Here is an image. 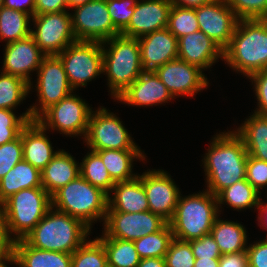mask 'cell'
I'll return each mask as SVG.
<instances>
[{
	"label": "cell",
	"instance_id": "cell-31",
	"mask_svg": "<svg viewBox=\"0 0 267 267\" xmlns=\"http://www.w3.org/2000/svg\"><path fill=\"white\" fill-rule=\"evenodd\" d=\"M259 193L246 179L235 182L233 185L223 189L217 195L218 208L227 204L234 210L255 208L257 209L261 200Z\"/></svg>",
	"mask_w": 267,
	"mask_h": 267
},
{
	"label": "cell",
	"instance_id": "cell-7",
	"mask_svg": "<svg viewBox=\"0 0 267 267\" xmlns=\"http://www.w3.org/2000/svg\"><path fill=\"white\" fill-rule=\"evenodd\" d=\"M1 205L9 235L17 241L24 239L46 215L52 207V199L43 187H35L20 190Z\"/></svg>",
	"mask_w": 267,
	"mask_h": 267
},
{
	"label": "cell",
	"instance_id": "cell-30",
	"mask_svg": "<svg viewBox=\"0 0 267 267\" xmlns=\"http://www.w3.org/2000/svg\"><path fill=\"white\" fill-rule=\"evenodd\" d=\"M210 233L221 254L242 252L247 249V231L240 223L221 220L218 216Z\"/></svg>",
	"mask_w": 267,
	"mask_h": 267
},
{
	"label": "cell",
	"instance_id": "cell-19",
	"mask_svg": "<svg viewBox=\"0 0 267 267\" xmlns=\"http://www.w3.org/2000/svg\"><path fill=\"white\" fill-rule=\"evenodd\" d=\"M170 0L137 1L128 26L120 33L123 36L139 38L168 26Z\"/></svg>",
	"mask_w": 267,
	"mask_h": 267
},
{
	"label": "cell",
	"instance_id": "cell-3",
	"mask_svg": "<svg viewBox=\"0 0 267 267\" xmlns=\"http://www.w3.org/2000/svg\"><path fill=\"white\" fill-rule=\"evenodd\" d=\"M90 232L81 220L51 207L23 240L38 249L72 254Z\"/></svg>",
	"mask_w": 267,
	"mask_h": 267
},
{
	"label": "cell",
	"instance_id": "cell-51",
	"mask_svg": "<svg viewBox=\"0 0 267 267\" xmlns=\"http://www.w3.org/2000/svg\"><path fill=\"white\" fill-rule=\"evenodd\" d=\"M4 7L34 16L35 0H4Z\"/></svg>",
	"mask_w": 267,
	"mask_h": 267
},
{
	"label": "cell",
	"instance_id": "cell-13",
	"mask_svg": "<svg viewBox=\"0 0 267 267\" xmlns=\"http://www.w3.org/2000/svg\"><path fill=\"white\" fill-rule=\"evenodd\" d=\"M32 22L31 36L45 55H58L77 41L67 11L34 15Z\"/></svg>",
	"mask_w": 267,
	"mask_h": 267
},
{
	"label": "cell",
	"instance_id": "cell-2",
	"mask_svg": "<svg viewBox=\"0 0 267 267\" xmlns=\"http://www.w3.org/2000/svg\"><path fill=\"white\" fill-rule=\"evenodd\" d=\"M223 60L248 78L267 69V19H240Z\"/></svg>",
	"mask_w": 267,
	"mask_h": 267
},
{
	"label": "cell",
	"instance_id": "cell-42",
	"mask_svg": "<svg viewBox=\"0 0 267 267\" xmlns=\"http://www.w3.org/2000/svg\"><path fill=\"white\" fill-rule=\"evenodd\" d=\"M138 0H106L115 29L121 33L129 24Z\"/></svg>",
	"mask_w": 267,
	"mask_h": 267
},
{
	"label": "cell",
	"instance_id": "cell-39",
	"mask_svg": "<svg viewBox=\"0 0 267 267\" xmlns=\"http://www.w3.org/2000/svg\"><path fill=\"white\" fill-rule=\"evenodd\" d=\"M30 121L32 117L29 108L18 117L13 110L0 109V146L17 139Z\"/></svg>",
	"mask_w": 267,
	"mask_h": 267
},
{
	"label": "cell",
	"instance_id": "cell-40",
	"mask_svg": "<svg viewBox=\"0 0 267 267\" xmlns=\"http://www.w3.org/2000/svg\"><path fill=\"white\" fill-rule=\"evenodd\" d=\"M195 257L189 241L173 238L164 256L166 267H194Z\"/></svg>",
	"mask_w": 267,
	"mask_h": 267
},
{
	"label": "cell",
	"instance_id": "cell-47",
	"mask_svg": "<svg viewBox=\"0 0 267 267\" xmlns=\"http://www.w3.org/2000/svg\"><path fill=\"white\" fill-rule=\"evenodd\" d=\"M14 240L7 229V221L2 205H0V260L13 256Z\"/></svg>",
	"mask_w": 267,
	"mask_h": 267
},
{
	"label": "cell",
	"instance_id": "cell-27",
	"mask_svg": "<svg viewBox=\"0 0 267 267\" xmlns=\"http://www.w3.org/2000/svg\"><path fill=\"white\" fill-rule=\"evenodd\" d=\"M249 117L234 132L243 140L248 155L267 161V115L254 112Z\"/></svg>",
	"mask_w": 267,
	"mask_h": 267
},
{
	"label": "cell",
	"instance_id": "cell-46",
	"mask_svg": "<svg viewBox=\"0 0 267 267\" xmlns=\"http://www.w3.org/2000/svg\"><path fill=\"white\" fill-rule=\"evenodd\" d=\"M248 79L254 83L253 87L258 101V108L254 112L267 115V69L253 73Z\"/></svg>",
	"mask_w": 267,
	"mask_h": 267
},
{
	"label": "cell",
	"instance_id": "cell-49",
	"mask_svg": "<svg viewBox=\"0 0 267 267\" xmlns=\"http://www.w3.org/2000/svg\"><path fill=\"white\" fill-rule=\"evenodd\" d=\"M69 9L67 0H35L34 15L57 13Z\"/></svg>",
	"mask_w": 267,
	"mask_h": 267
},
{
	"label": "cell",
	"instance_id": "cell-4",
	"mask_svg": "<svg viewBox=\"0 0 267 267\" xmlns=\"http://www.w3.org/2000/svg\"><path fill=\"white\" fill-rule=\"evenodd\" d=\"M103 73L107 75L111 96L117 99L144 71L138 38L117 35L104 41ZM108 48H105L106 45Z\"/></svg>",
	"mask_w": 267,
	"mask_h": 267
},
{
	"label": "cell",
	"instance_id": "cell-50",
	"mask_svg": "<svg viewBox=\"0 0 267 267\" xmlns=\"http://www.w3.org/2000/svg\"><path fill=\"white\" fill-rule=\"evenodd\" d=\"M219 267H249L247 251L222 254Z\"/></svg>",
	"mask_w": 267,
	"mask_h": 267
},
{
	"label": "cell",
	"instance_id": "cell-53",
	"mask_svg": "<svg viewBox=\"0 0 267 267\" xmlns=\"http://www.w3.org/2000/svg\"><path fill=\"white\" fill-rule=\"evenodd\" d=\"M137 267H166L164 257L141 259Z\"/></svg>",
	"mask_w": 267,
	"mask_h": 267
},
{
	"label": "cell",
	"instance_id": "cell-6",
	"mask_svg": "<svg viewBox=\"0 0 267 267\" xmlns=\"http://www.w3.org/2000/svg\"><path fill=\"white\" fill-rule=\"evenodd\" d=\"M52 207L81 220L91 229L94 221H105L108 195L81 175L61 187L52 196Z\"/></svg>",
	"mask_w": 267,
	"mask_h": 267
},
{
	"label": "cell",
	"instance_id": "cell-29",
	"mask_svg": "<svg viewBox=\"0 0 267 267\" xmlns=\"http://www.w3.org/2000/svg\"><path fill=\"white\" fill-rule=\"evenodd\" d=\"M95 152L101 157L110 177L115 183L136 178L138 175L137 173H132V163L134 159L145 160V155L141 149H106Z\"/></svg>",
	"mask_w": 267,
	"mask_h": 267
},
{
	"label": "cell",
	"instance_id": "cell-44",
	"mask_svg": "<svg viewBox=\"0 0 267 267\" xmlns=\"http://www.w3.org/2000/svg\"><path fill=\"white\" fill-rule=\"evenodd\" d=\"M246 180L259 192L267 186V161L248 155L246 163Z\"/></svg>",
	"mask_w": 267,
	"mask_h": 267
},
{
	"label": "cell",
	"instance_id": "cell-8",
	"mask_svg": "<svg viewBox=\"0 0 267 267\" xmlns=\"http://www.w3.org/2000/svg\"><path fill=\"white\" fill-rule=\"evenodd\" d=\"M64 66L71 87H85L87 82L103 74L101 42L75 41L57 55Z\"/></svg>",
	"mask_w": 267,
	"mask_h": 267
},
{
	"label": "cell",
	"instance_id": "cell-9",
	"mask_svg": "<svg viewBox=\"0 0 267 267\" xmlns=\"http://www.w3.org/2000/svg\"><path fill=\"white\" fill-rule=\"evenodd\" d=\"M38 103L30 106L32 121L37 120L52 105L59 103L74 92L69 84L61 59L57 55H46L37 70Z\"/></svg>",
	"mask_w": 267,
	"mask_h": 267
},
{
	"label": "cell",
	"instance_id": "cell-24",
	"mask_svg": "<svg viewBox=\"0 0 267 267\" xmlns=\"http://www.w3.org/2000/svg\"><path fill=\"white\" fill-rule=\"evenodd\" d=\"M113 196H108L107 212L136 213L149 210V204L142 184V175L129 181L116 182Z\"/></svg>",
	"mask_w": 267,
	"mask_h": 267
},
{
	"label": "cell",
	"instance_id": "cell-36",
	"mask_svg": "<svg viewBox=\"0 0 267 267\" xmlns=\"http://www.w3.org/2000/svg\"><path fill=\"white\" fill-rule=\"evenodd\" d=\"M29 92V83L24 79L1 72L0 109L14 110L21 101L25 100Z\"/></svg>",
	"mask_w": 267,
	"mask_h": 267
},
{
	"label": "cell",
	"instance_id": "cell-56",
	"mask_svg": "<svg viewBox=\"0 0 267 267\" xmlns=\"http://www.w3.org/2000/svg\"><path fill=\"white\" fill-rule=\"evenodd\" d=\"M68 1V6L70 8H75L80 5H84L92 0H67Z\"/></svg>",
	"mask_w": 267,
	"mask_h": 267
},
{
	"label": "cell",
	"instance_id": "cell-23",
	"mask_svg": "<svg viewBox=\"0 0 267 267\" xmlns=\"http://www.w3.org/2000/svg\"><path fill=\"white\" fill-rule=\"evenodd\" d=\"M46 132L47 130L37 120L30 121L22 129L23 159L40 172L59 152L53 151Z\"/></svg>",
	"mask_w": 267,
	"mask_h": 267
},
{
	"label": "cell",
	"instance_id": "cell-55",
	"mask_svg": "<svg viewBox=\"0 0 267 267\" xmlns=\"http://www.w3.org/2000/svg\"><path fill=\"white\" fill-rule=\"evenodd\" d=\"M194 267H219V258L213 259H195Z\"/></svg>",
	"mask_w": 267,
	"mask_h": 267
},
{
	"label": "cell",
	"instance_id": "cell-57",
	"mask_svg": "<svg viewBox=\"0 0 267 267\" xmlns=\"http://www.w3.org/2000/svg\"><path fill=\"white\" fill-rule=\"evenodd\" d=\"M6 262H7L8 264L11 263V264H15V265H16V261H15L14 256H11V257H9V258L0 260V267H7Z\"/></svg>",
	"mask_w": 267,
	"mask_h": 267
},
{
	"label": "cell",
	"instance_id": "cell-20",
	"mask_svg": "<svg viewBox=\"0 0 267 267\" xmlns=\"http://www.w3.org/2000/svg\"><path fill=\"white\" fill-rule=\"evenodd\" d=\"M138 42L144 71H155L178 58V40L167 27L139 37Z\"/></svg>",
	"mask_w": 267,
	"mask_h": 267
},
{
	"label": "cell",
	"instance_id": "cell-35",
	"mask_svg": "<svg viewBox=\"0 0 267 267\" xmlns=\"http://www.w3.org/2000/svg\"><path fill=\"white\" fill-rule=\"evenodd\" d=\"M173 233L169 223L161 230L134 240V245L141 259L164 257L173 240Z\"/></svg>",
	"mask_w": 267,
	"mask_h": 267
},
{
	"label": "cell",
	"instance_id": "cell-45",
	"mask_svg": "<svg viewBox=\"0 0 267 267\" xmlns=\"http://www.w3.org/2000/svg\"><path fill=\"white\" fill-rule=\"evenodd\" d=\"M189 242L195 258L213 259L220 258L222 255L211 233Z\"/></svg>",
	"mask_w": 267,
	"mask_h": 267
},
{
	"label": "cell",
	"instance_id": "cell-16",
	"mask_svg": "<svg viewBox=\"0 0 267 267\" xmlns=\"http://www.w3.org/2000/svg\"><path fill=\"white\" fill-rule=\"evenodd\" d=\"M194 9L199 30L224 50L229 45L239 20L226 0H212Z\"/></svg>",
	"mask_w": 267,
	"mask_h": 267
},
{
	"label": "cell",
	"instance_id": "cell-58",
	"mask_svg": "<svg viewBox=\"0 0 267 267\" xmlns=\"http://www.w3.org/2000/svg\"><path fill=\"white\" fill-rule=\"evenodd\" d=\"M4 6V0H0V9Z\"/></svg>",
	"mask_w": 267,
	"mask_h": 267
},
{
	"label": "cell",
	"instance_id": "cell-28",
	"mask_svg": "<svg viewBox=\"0 0 267 267\" xmlns=\"http://www.w3.org/2000/svg\"><path fill=\"white\" fill-rule=\"evenodd\" d=\"M35 187H42L41 172L22 159L0 179V205L20 190Z\"/></svg>",
	"mask_w": 267,
	"mask_h": 267
},
{
	"label": "cell",
	"instance_id": "cell-38",
	"mask_svg": "<svg viewBox=\"0 0 267 267\" xmlns=\"http://www.w3.org/2000/svg\"><path fill=\"white\" fill-rule=\"evenodd\" d=\"M167 28L177 39L199 31L195 9L172 5Z\"/></svg>",
	"mask_w": 267,
	"mask_h": 267
},
{
	"label": "cell",
	"instance_id": "cell-11",
	"mask_svg": "<svg viewBox=\"0 0 267 267\" xmlns=\"http://www.w3.org/2000/svg\"><path fill=\"white\" fill-rule=\"evenodd\" d=\"M92 108L76 94H70L47 109L37 121L46 129L64 135L85 137Z\"/></svg>",
	"mask_w": 267,
	"mask_h": 267
},
{
	"label": "cell",
	"instance_id": "cell-25",
	"mask_svg": "<svg viewBox=\"0 0 267 267\" xmlns=\"http://www.w3.org/2000/svg\"><path fill=\"white\" fill-rule=\"evenodd\" d=\"M80 176V164L68 152L59 150L41 171L42 187L52 196L61 187Z\"/></svg>",
	"mask_w": 267,
	"mask_h": 267
},
{
	"label": "cell",
	"instance_id": "cell-18",
	"mask_svg": "<svg viewBox=\"0 0 267 267\" xmlns=\"http://www.w3.org/2000/svg\"><path fill=\"white\" fill-rule=\"evenodd\" d=\"M4 49L2 72L24 79L29 83V90H31L34 86H32L30 73L38 70L46 55L31 35L6 43Z\"/></svg>",
	"mask_w": 267,
	"mask_h": 267
},
{
	"label": "cell",
	"instance_id": "cell-15",
	"mask_svg": "<svg viewBox=\"0 0 267 267\" xmlns=\"http://www.w3.org/2000/svg\"><path fill=\"white\" fill-rule=\"evenodd\" d=\"M155 170L142 173V184L149 210L169 223L174 216L181 192L167 172Z\"/></svg>",
	"mask_w": 267,
	"mask_h": 267
},
{
	"label": "cell",
	"instance_id": "cell-33",
	"mask_svg": "<svg viewBox=\"0 0 267 267\" xmlns=\"http://www.w3.org/2000/svg\"><path fill=\"white\" fill-rule=\"evenodd\" d=\"M31 18L30 14L3 6L0 9V40L10 43L30 36Z\"/></svg>",
	"mask_w": 267,
	"mask_h": 267
},
{
	"label": "cell",
	"instance_id": "cell-52",
	"mask_svg": "<svg viewBox=\"0 0 267 267\" xmlns=\"http://www.w3.org/2000/svg\"><path fill=\"white\" fill-rule=\"evenodd\" d=\"M211 1L212 0H170L172 5H176V6L184 7V8H197Z\"/></svg>",
	"mask_w": 267,
	"mask_h": 267
},
{
	"label": "cell",
	"instance_id": "cell-21",
	"mask_svg": "<svg viewBox=\"0 0 267 267\" xmlns=\"http://www.w3.org/2000/svg\"><path fill=\"white\" fill-rule=\"evenodd\" d=\"M173 96L154 71L141 75L116 99L132 106H153L171 101Z\"/></svg>",
	"mask_w": 267,
	"mask_h": 267
},
{
	"label": "cell",
	"instance_id": "cell-14",
	"mask_svg": "<svg viewBox=\"0 0 267 267\" xmlns=\"http://www.w3.org/2000/svg\"><path fill=\"white\" fill-rule=\"evenodd\" d=\"M103 224L102 234L106 237L134 241L161 230L167 222L148 210L136 213L107 212Z\"/></svg>",
	"mask_w": 267,
	"mask_h": 267
},
{
	"label": "cell",
	"instance_id": "cell-10",
	"mask_svg": "<svg viewBox=\"0 0 267 267\" xmlns=\"http://www.w3.org/2000/svg\"><path fill=\"white\" fill-rule=\"evenodd\" d=\"M91 151L140 149L122 121L104 107L92 111L83 139Z\"/></svg>",
	"mask_w": 267,
	"mask_h": 267
},
{
	"label": "cell",
	"instance_id": "cell-1",
	"mask_svg": "<svg viewBox=\"0 0 267 267\" xmlns=\"http://www.w3.org/2000/svg\"><path fill=\"white\" fill-rule=\"evenodd\" d=\"M212 140L202 161L207 190L217 196L223 189L246 179L248 153L234 131L216 134Z\"/></svg>",
	"mask_w": 267,
	"mask_h": 267
},
{
	"label": "cell",
	"instance_id": "cell-54",
	"mask_svg": "<svg viewBox=\"0 0 267 267\" xmlns=\"http://www.w3.org/2000/svg\"><path fill=\"white\" fill-rule=\"evenodd\" d=\"M257 209L260 211L258 215V222H260V226L264 229H267V203L265 204L260 200Z\"/></svg>",
	"mask_w": 267,
	"mask_h": 267
},
{
	"label": "cell",
	"instance_id": "cell-34",
	"mask_svg": "<svg viewBox=\"0 0 267 267\" xmlns=\"http://www.w3.org/2000/svg\"><path fill=\"white\" fill-rule=\"evenodd\" d=\"M80 175L94 187L101 189L108 196L111 195L115 182L96 152L90 151L84 156L80 163Z\"/></svg>",
	"mask_w": 267,
	"mask_h": 267
},
{
	"label": "cell",
	"instance_id": "cell-12",
	"mask_svg": "<svg viewBox=\"0 0 267 267\" xmlns=\"http://www.w3.org/2000/svg\"><path fill=\"white\" fill-rule=\"evenodd\" d=\"M71 15L72 28L77 41L104 42L120 35L111 20L106 0H92L77 6Z\"/></svg>",
	"mask_w": 267,
	"mask_h": 267
},
{
	"label": "cell",
	"instance_id": "cell-41",
	"mask_svg": "<svg viewBox=\"0 0 267 267\" xmlns=\"http://www.w3.org/2000/svg\"><path fill=\"white\" fill-rule=\"evenodd\" d=\"M240 19H267V0H226Z\"/></svg>",
	"mask_w": 267,
	"mask_h": 267
},
{
	"label": "cell",
	"instance_id": "cell-17",
	"mask_svg": "<svg viewBox=\"0 0 267 267\" xmlns=\"http://www.w3.org/2000/svg\"><path fill=\"white\" fill-rule=\"evenodd\" d=\"M154 72L173 98L181 95L192 97L209 85L203 70L179 58L165 63Z\"/></svg>",
	"mask_w": 267,
	"mask_h": 267
},
{
	"label": "cell",
	"instance_id": "cell-48",
	"mask_svg": "<svg viewBox=\"0 0 267 267\" xmlns=\"http://www.w3.org/2000/svg\"><path fill=\"white\" fill-rule=\"evenodd\" d=\"M248 253L249 267H267V238L254 244H249Z\"/></svg>",
	"mask_w": 267,
	"mask_h": 267
},
{
	"label": "cell",
	"instance_id": "cell-26",
	"mask_svg": "<svg viewBox=\"0 0 267 267\" xmlns=\"http://www.w3.org/2000/svg\"><path fill=\"white\" fill-rule=\"evenodd\" d=\"M13 256L18 267H72L71 254L38 249L23 239L14 241Z\"/></svg>",
	"mask_w": 267,
	"mask_h": 267
},
{
	"label": "cell",
	"instance_id": "cell-37",
	"mask_svg": "<svg viewBox=\"0 0 267 267\" xmlns=\"http://www.w3.org/2000/svg\"><path fill=\"white\" fill-rule=\"evenodd\" d=\"M71 257L72 267H108L105 248L97 238L86 240Z\"/></svg>",
	"mask_w": 267,
	"mask_h": 267
},
{
	"label": "cell",
	"instance_id": "cell-32",
	"mask_svg": "<svg viewBox=\"0 0 267 267\" xmlns=\"http://www.w3.org/2000/svg\"><path fill=\"white\" fill-rule=\"evenodd\" d=\"M97 239L105 248L108 267H137L141 261L133 241L106 237L104 234Z\"/></svg>",
	"mask_w": 267,
	"mask_h": 267
},
{
	"label": "cell",
	"instance_id": "cell-22",
	"mask_svg": "<svg viewBox=\"0 0 267 267\" xmlns=\"http://www.w3.org/2000/svg\"><path fill=\"white\" fill-rule=\"evenodd\" d=\"M177 40L178 58L201 70L210 68L217 59H223V49L200 30Z\"/></svg>",
	"mask_w": 267,
	"mask_h": 267
},
{
	"label": "cell",
	"instance_id": "cell-43",
	"mask_svg": "<svg viewBox=\"0 0 267 267\" xmlns=\"http://www.w3.org/2000/svg\"><path fill=\"white\" fill-rule=\"evenodd\" d=\"M23 159L22 131L20 136L0 146V179Z\"/></svg>",
	"mask_w": 267,
	"mask_h": 267
},
{
	"label": "cell",
	"instance_id": "cell-5",
	"mask_svg": "<svg viewBox=\"0 0 267 267\" xmlns=\"http://www.w3.org/2000/svg\"><path fill=\"white\" fill-rule=\"evenodd\" d=\"M220 211L217 196L207 189L197 194L180 196L169 222L173 237L190 241L209 234Z\"/></svg>",
	"mask_w": 267,
	"mask_h": 267
}]
</instances>
